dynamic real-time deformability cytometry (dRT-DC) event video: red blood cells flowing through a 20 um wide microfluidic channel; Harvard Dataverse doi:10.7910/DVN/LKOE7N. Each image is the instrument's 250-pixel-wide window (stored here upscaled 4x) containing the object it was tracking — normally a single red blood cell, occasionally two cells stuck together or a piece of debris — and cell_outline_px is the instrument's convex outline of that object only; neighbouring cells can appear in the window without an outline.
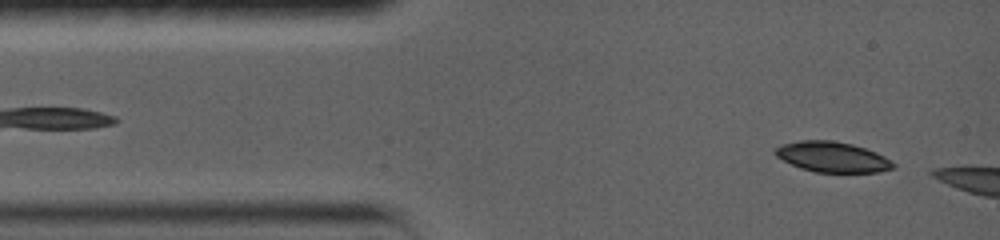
{"species": "common noctule bat (a hibernating species)", "species_latin": "Nyctalus noctula", "temperature_condition": "warm", "stored_images_in_passage": 19, "camera_frame_rate_fps": 5000, "um_per_image_px": 0.085, "animal": {"sex": "female", "body_mass_g": 19.0, "forearm_length_mm": 56.7}, "frame": {"image": 1, "passage_image": 3, "time_ms": 0.6, "image_size_px": [1000, 240], "cell_outline_px": [[896, 168], [880, 172], [816, 172], [800, 168], [776, 156], [772, 152], [776, 148], [784, 144], [800, 140], [832, 140], [852, 144], [876, 152], [884, 156], [896, 164]], "centroid_in_image_um": [70.78, 13.34], "position_along_channel_um": 14.2, "area_um2": 20.87}}
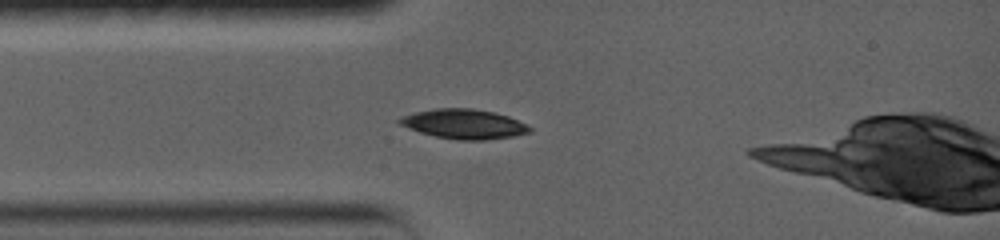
{"frame": {"image": 2, "passage_image": 16, "time_ms": 2.8, "image_size_px": [1000, 240], "cell_outline_px": [[532, 132], [512, 136], [488, 140], [460, 140], [436, 136], [420, 132], [396, 124], [396, 120], [404, 116], [416, 112], [436, 108], [472, 108], [496, 112], [508, 116], [528, 124], [532, 128]], "centroid_in_image_um": [39.46, 10.54], "position_along_channel_um": 45.5, "area_um2": 22.6}}